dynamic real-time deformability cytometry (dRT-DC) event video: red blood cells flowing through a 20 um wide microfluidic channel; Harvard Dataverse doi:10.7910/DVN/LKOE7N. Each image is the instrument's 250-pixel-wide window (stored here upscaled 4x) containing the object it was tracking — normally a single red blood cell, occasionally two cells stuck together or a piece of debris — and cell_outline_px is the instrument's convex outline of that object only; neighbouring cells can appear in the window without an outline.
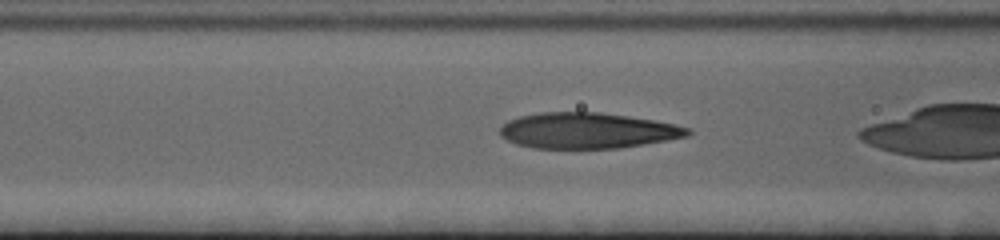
{"species": "human", "species_latin": "Homo sapiens", "temperature_condition": "cold", "stored_images_in_passage": 13, "camera_frame_rate_fps": 3000, "um_per_image_px": 0.085, "donor": {"sex": "female"}, "frame": {"image": 1, "passage_image": 3, "time_ms": 0.667, "image_size_px": [1000, 240], "cell_outline_px": [[692, 132], [688, 136], [668, 140], [620, 148], [532, 148], [516, 144], [500, 136], [500, 128], [508, 120], [520, 116], [540, 112], [600, 112], [628, 116], [676, 124], [692, 128]], "centroid_in_image_um": [49.95, 11.1], "position_along_channel_um": 116.6, "area_um2": 39.25}}
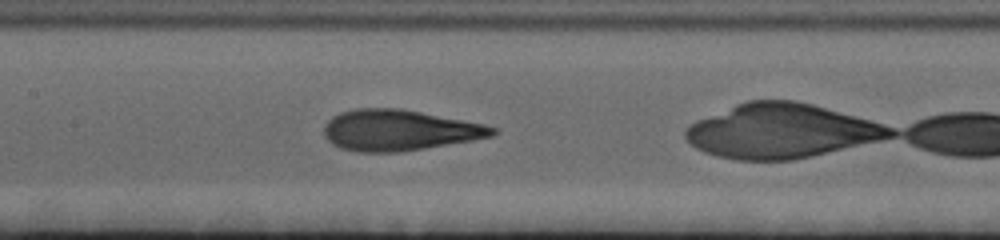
{"frame": {"image": 2, "passage_image": 8, "time_ms": 2.333, "image_size_px": [1000, 240], "cell_outline_px": [[500, 132], [492, 136], [472, 140], [400, 152], [356, 152], [340, 148], [332, 144], [324, 136], [324, 124], [332, 116], [340, 112], [356, 108], [400, 108], [484, 124], [496, 128]], "centroid_in_image_um": [33.89, 11.07], "position_along_channel_um": 173.5, "area_um2": 40.17}}